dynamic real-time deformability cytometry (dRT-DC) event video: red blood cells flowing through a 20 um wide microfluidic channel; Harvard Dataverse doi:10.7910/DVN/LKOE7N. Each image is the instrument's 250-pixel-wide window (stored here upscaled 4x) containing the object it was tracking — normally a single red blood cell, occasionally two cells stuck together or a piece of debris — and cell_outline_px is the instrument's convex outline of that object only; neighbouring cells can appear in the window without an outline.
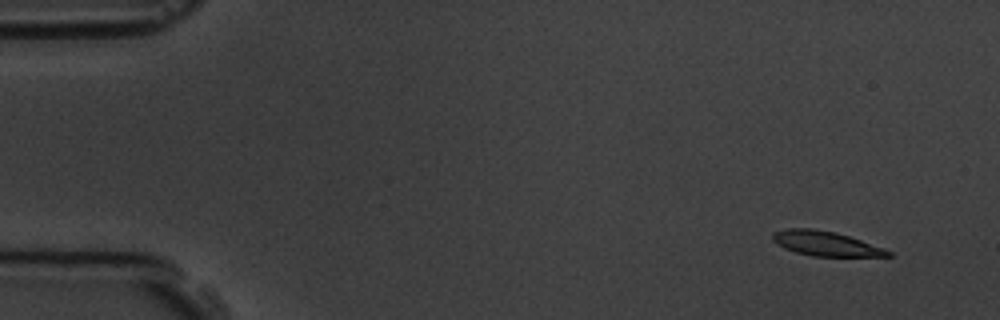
{"species": "common noctule bat (a hibernating species)", "species_latin": "Nyctalus noctula", "temperature_condition": "room temperature", "stored_images_in_passage": 9, "camera_frame_rate_fps": 3000, "um_per_image_px": 0.085, "animal": {"sex": "male", "body_mass_g": 19.5, "forearm_length_mm": 54.6}, "frame": {"image": 1, "passage_image": 1, "time_ms": 0.0, "image_size_px": [1000, 320], "cell_outline_px": [[892, 256], [812, 256], [796, 252], [784, 248], [776, 244], [772, 240], [772, 232], [788, 228], [812, 228], [836, 232], [884, 248], [892, 252]], "centroid_in_image_um": [70.14, 20.69], "position_along_channel_um": 14.9, "area_um2": 16.53}}
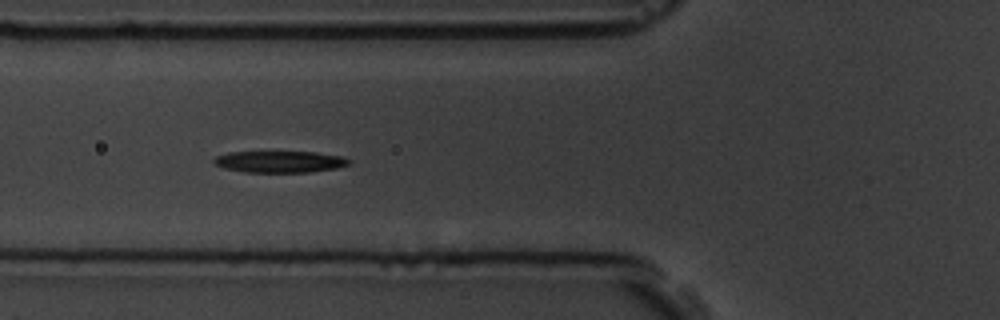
{"frame": {"image": 2, "passage_image": 6, "time_ms": 5.667, "image_size_px": [1000, 320], "cell_outline_px": [[352, 160], [348, 164], [336, 168], [308, 172], [244, 172], [224, 168], [216, 164], [212, 160], [216, 156], [228, 152], [316, 152], [340, 156]], "centroid_in_image_um": [23.76, 13.74], "position_along_channel_um": 102.0, "area_um2": 16.88}}
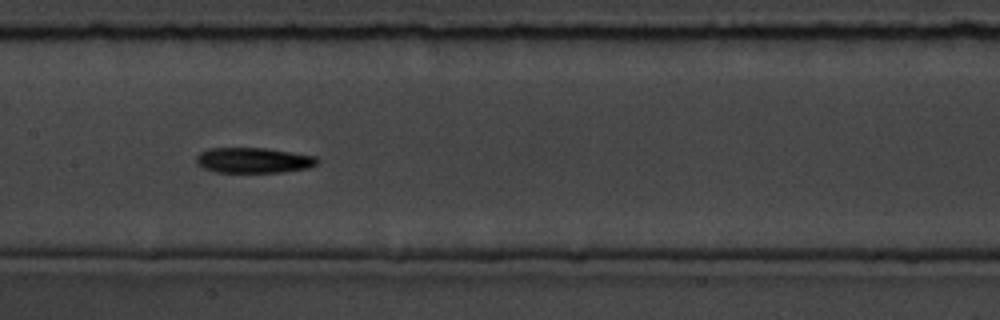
{"frame": {"image": 3, "passage_image": 8, "time_ms": 8.0, "image_size_px": [1000, 320], "cell_outline_px": [[320, 160], [316, 164], [308, 168], [284, 172], [216, 172], [204, 168], [196, 164], [196, 156], [200, 152], [208, 148], [268, 148], [316, 156]], "centroid_in_image_um": [21.55, 13.62], "position_along_channel_um": 185.9, "area_um2": 18.03}}